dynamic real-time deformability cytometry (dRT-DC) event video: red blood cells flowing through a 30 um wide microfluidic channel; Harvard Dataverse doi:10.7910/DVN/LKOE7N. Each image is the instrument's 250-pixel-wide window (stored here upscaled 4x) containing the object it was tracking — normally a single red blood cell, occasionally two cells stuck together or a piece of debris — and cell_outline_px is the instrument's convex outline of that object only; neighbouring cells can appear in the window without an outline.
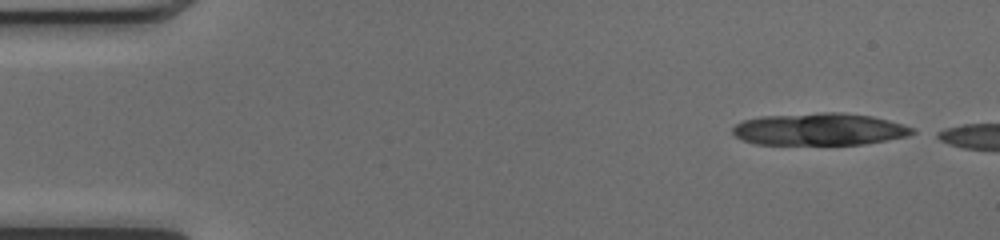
{"species": "common noctule bat (a hibernating species)", "species_latin": "Nyctalus noctula", "temperature_condition": "cold", "stored_images_in_passage": 4, "camera_frame_rate_fps": 3000, "um_per_image_px": 0.085, "animal": {"sex": "female", "body_mass_g": 17.0, "forearm_length_mm": 48.0}, "frame": {"image": 1, "passage_image": 1, "time_ms": 0.0, "image_size_px": [1000, 240], "cell_outline_px": [[916, 132], [908, 136], [864, 144], [756, 144], [744, 140], [736, 136], [732, 132], [732, 128], [736, 124], [744, 120], [760, 116], [820, 112], [844, 112], [872, 116], [888, 120], [912, 128]], "centroid_in_image_um": [69.64, 10.97], "position_along_channel_um": 15.4, "area_um2": 33.64}}